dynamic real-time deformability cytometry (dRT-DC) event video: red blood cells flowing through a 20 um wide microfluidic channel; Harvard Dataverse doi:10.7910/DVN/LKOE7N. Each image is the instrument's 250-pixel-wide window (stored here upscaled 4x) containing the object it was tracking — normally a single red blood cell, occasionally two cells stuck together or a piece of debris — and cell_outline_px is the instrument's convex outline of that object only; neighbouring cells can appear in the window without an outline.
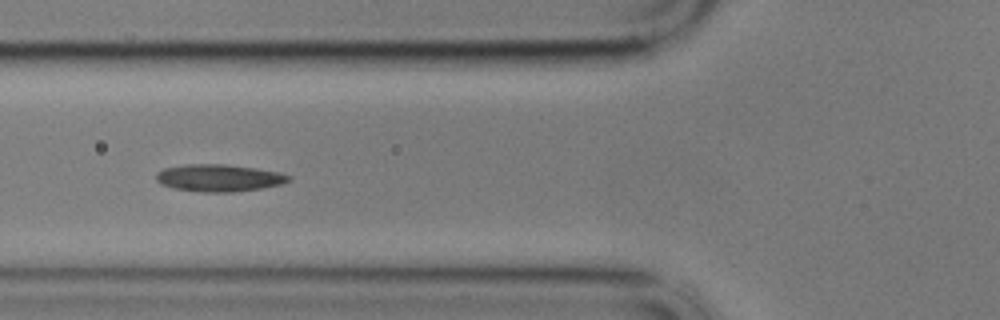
{"species": "common noctule bat (a hibernating species)", "species_latin": "Nyctalus noctula", "temperature_condition": "cold", "stored_images_in_passage": 51, "camera_frame_rate_fps": 3000, "um_per_image_px": 0.085, "animal": {"sex": "male", "body_mass_g": 17.9}, "frame": {"image": 1, "passage_image": 21, "time_ms": 6.667, "image_size_px": [1000, 320], "cell_outline_px": [[292, 180], [284, 184], [260, 188], [232, 192], [204, 192], [172, 188], [160, 184], [156, 180], [156, 172], [164, 168], [184, 164], [224, 164], [256, 168], [280, 172], [292, 176]], "centroid_in_image_um": [18.62, 15.12], "position_along_channel_um": 107.2, "area_um2": 21.21}}
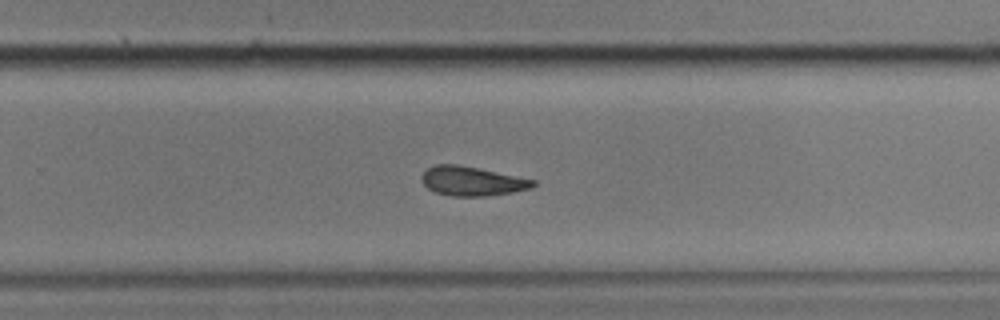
{"frame": {"image": 2, "passage_image": 37, "time_ms": 12.0, "image_size_px": [1000, 320], "cell_outline_px": [[536, 184], [532, 188], [512, 192], [488, 196], [452, 196], [436, 192], [428, 188], [420, 180], [420, 176], [428, 168], [436, 164], [456, 164], [536, 180]], "centroid_in_image_um": [40.11, 15.4], "position_along_channel_um": 289.7, "area_um2": 18.84}}
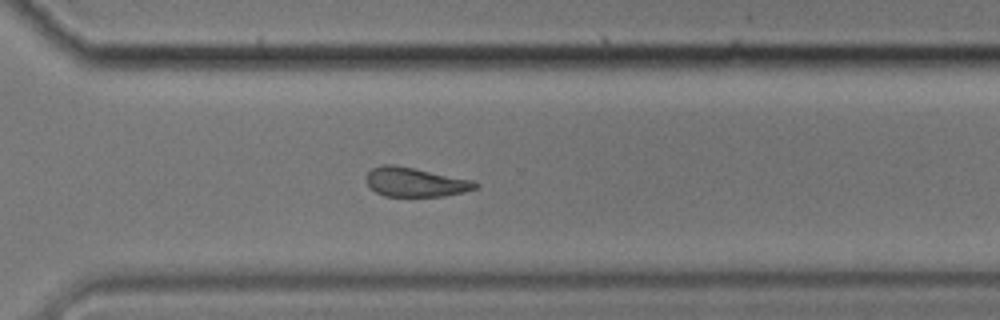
{"frame": {"image": 3, "passage_image": 41, "time_ms": 13.333, "image_size_px": [1000, 320], "cell_outline_px": [[480, 184], [476, 188], [464, 192], [444, 196], [384, 196], [376, 192], [364, 180], [364, 176], [372, 168], [380, 164], [396, 164], [476, 180]], "centroid_in_image_um": [35.31, 15.46], "position_along_channel_um": 335.3, "area_um2": 19.02}, "authors_computed_cell_mechanics": {"area_um2": 19.5942, "velocity_mm_per_s": 3.416, "shape_relaxation_time_tau1_ms": 10.1973, "shape_relaxation_time_tau2_ms": 6.2499, "deformation_change_tau1": 0.1674, "deformation_change_tau2": 0.1449}}